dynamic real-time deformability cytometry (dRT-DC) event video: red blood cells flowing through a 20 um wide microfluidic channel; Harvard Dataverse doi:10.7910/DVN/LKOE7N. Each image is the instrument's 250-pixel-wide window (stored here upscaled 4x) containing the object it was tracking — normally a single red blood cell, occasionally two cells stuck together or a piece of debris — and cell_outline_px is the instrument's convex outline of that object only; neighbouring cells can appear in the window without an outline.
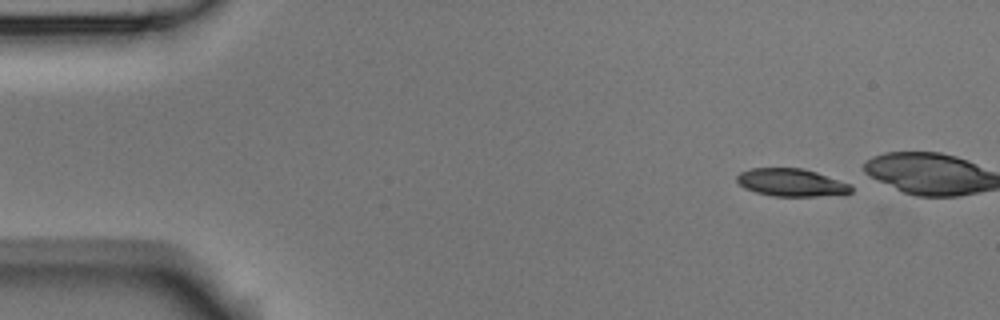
{"species": "Egyptian fruit bat (a non-hibernating species)", "species_latin": "Rousettus aegyptiacus", "temperature_condition": "room temperature", "stored_images_in_passage": 4, "camera_frame_rate_fps": 3000, "um_per_image_px": 0.085, "animal": {"sex": "male"}, "frame": {"image": 1, "passage_image": 1, "time_ms": 0.0, "image_size_px": [1000, 320], "cell_outline_px": [[852, 192], [844, 196], [772, 196], [756, 192], [744, 188], [736, 180], [736, 176], [740, 172], [752, 168], [800, 168], [816, 172], [852, 184]], "centroid_in_image_um": [67.32, 15.53], "position_along_channel_um": 17.7, "area_um2": 18.73}}